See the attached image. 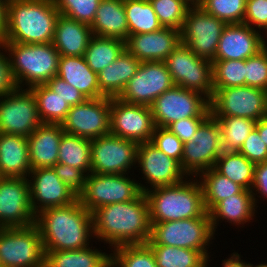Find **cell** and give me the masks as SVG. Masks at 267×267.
Here are the masks:
<instances>
[{"mask_svg": "<svg viewBox=\"0 0 267 267\" xmlns=\"http://www.w3.org/2000/svg\"><path fill=\"white\" fill-rule=\"evenodd\" d=\"M92 218L94 238L114 248L147 243L151 235L149 204L143 192L131 201L96 209Z\"/></svg>", "mask_w": 267, "mask_h": 267, "instance_id": "1", "label": "cell"}, {"mask_svg": "<svg viewBox=\"0 0 267 267\" xmlns=\"http://www.w3.org/2000/svg\"><path fill=\"white\" fill-rule=\"evenodd\" d=\"M35 224L44 251L87 248L90 237L94 238L92 213L81 205L78 198L69 205L48 208L38 213Z\"/></svg>", "mask_w": 267, "mask_h": 267, "instance_id": "2", "label": "cell"}, {"mask_svg": "<svg viewBox=\"0 0 267 267\" xmlns=\"http://www.w3.org/2000/svg\"><path fill=\"white\" fill-rule=\"evenodd\" d=\"M59 11L54 0H7L3 42L52 43Z\"/></svg>", "mask_w": 267, "mask_h": 267, "instance_id": "3", "label": "cell"}, {"mask_svg": "<svg viewBox=\"0 0 267 267\" xmlns=\"http://www.w3.org/2000/svg\"><path fill=\"white\" fill-rule=\"evenodd\" d=\"M167 186L148 188L150 222H167L203 217L207 211L199 180H188Z\"/></svg>", "mask_w": 267, "mask_h": 267, "instance_id": "4", "label": "cell"}, {"mask_svg": "<svg viewBox=\"0 0 267 267\" xmlns=\"http://www.w3.org/2000/svg\"><path fill=\"white\" fill-rule=\"evenodd\" d=\"M3 43L18 88L24 87L25 84L30 89L36 85L46 84L57 76L60 54L53 43Z\"/></svg>", "mask_w": 267, "mask_h": 267, "instance_id": "5", "label": "cell"}, {"mask_svg": "<svg viewBox=\"0 0 267 267\" xmlns=\"http://www.w3.org/2000/svg\"><path fill=\"white\" fill-rule=\"evenodd\" d=\"M210 214L203 217L167 222H151V235L148 245H166L201 251L207 257V248L214 238ZM208 246V247H207ZM208 252V253H207Z\"/></svg>", "mask_w": 267, "mask_h": 267, "instance_id": "6", "label": "cell"}, {"mask_svg": "<svg viewBox=\"0 0 267 267\" xmlns=\"http://www.w3.org/2000/svg\"><path fill=\"white\" fill-rule=\"evenodd\" d=\"M148 188L126 174H96L86 176L83 192L78 196L81 205L89 212L114 203L131 201Z\"/></svg>", "mask_w": 267, "mask_h": 267, "instance_id": "7", "label": "cell"}, {"mask_svg": "<svg viewBox=\"0 0 267 267\" xmlns=\"http://www.w3.org/2000/svg\"><path fill=\"white\" fill-rule=\"evenodd\" d=\"M0 267H45V251L36 224L0 228Z\"/></svg>", "mask_w": 267, "mask_h": 267, "instance_id": "8", "label": "cell"}, {"mask_svg": "<svg viewBox=\"0 0 267 267\" xmlns=\"http://www.w3.org/2000/svg\"><path fill=\"white\" fill-rule=\"evenodd\" d=\"M164 63L175 85L196 91L209 101L212 99L214 94L212 61L198 57L180 43Z\"/></svg>", "mask_w": 267, "mask_h": 267, "instance_id": "9", "label": "cell"}, {"mask_svg": "<svg viewBox=\"0 0 267 267\" xmlns=\"http://www.w3.org/2000/svg\"><path fill=\"white\" fill-rule=\"evenodd\" d=\"M209 104L215 119L243 117L259 121L267 116V91L250 86L217 89Z\"/></svg>", "mask_w": 267, "mask_h": 267, "instance_id": "10", "label": "cell"}, {"mask_svg": "<svg viewBox=\"0 0 267 267\" xmlns=\"http://www.w3.org/2000/svg\"><path fill=\"white\" fill-rule=\"evenodd\" d=\"M209 105L202 94L174 85L151 105L155 127L167 128L175 121L190 117H209Z\"/></svg>", "mask_w": 267, "mask_h": 267, "instance_id": "11", "label": "cell"}, {"mask_svg": "<svg viewBox=\"0 0 267 267\" xmlns=\"http://www.w3.org/2000/svg\"><path fill=\"white\" fill-rule=\"evenodd\" d=\"M223 152L221 129L217 120L210 115L197 129L192 140L184 143L181 169L192 177L214 168Z\"/></svg>", "mask_w": 267, "mask_h": 267, "instance_id": "12", "label": "cell"}, {"mask_svg": "<svg viewBox=\"0 0 267 267\" xmlns=\"http://www.w3.org/2000/svg\"><path fill=\"white\" fill-rule=\"evenodd\" d=\"M226 25L200 6H191L180 30L181 43L198 57L213 61Z\"/></svg>", "mask_w": 267, "mask_h": 267, "instance_id": "13", "label": "cell"}, {"mask_svg": "<svg viewBox=\"0 0 267 267\" xmlns=\"http://www.w3.org/2000/svg\"><path fill=\"white\" fill-rule=\"evenodd\" d=\"M22 89L0 97V133L28 137L43 124L32 90Z\"/></svg>", "mask_w": 267, "mask_h": 267, "instance_id": "14", "label": "cell"}, {"mask_svg": "<svg viewBox=\"0 0 267 267\" xmlns=\"http://www.w3.org/2000/svg\"><path fill=\"white\" fill-rule=\"evenodd\" d=\"M138 143L112 134L91 140V173L127 174L137 163Z\"/></svg>", "mask_w": 267, "mask_h": 267, "instance_id": "15", "label": "cell"}, {"mask_svg": "<svg viewBox=\"0 0 267 267\" xmlns=\"http://www.w3.org/2000/svg\"><path fill=\"white\" fill-rule=\"evenodd\" d=\"M110 101L111 97L104 96L71 106L61 123L62 129L91 140L110 134Z\"/></svg>", "mask_w": 267, "mask_h": 267, "instance_id": "16", "label": "cell"}, {"mask_svg": "<svg viewBox=\"0 0 267 267\" xmlns=\"http://www.w3.org/2000/svg\"><path fill=\"white\" fill-rule=\"evenodd\" d=\"M174 85L164 61L141 62L117 98L130 104L151 106L157 97Z\"/></svg>", "mask_w": 267, "mask_h": 267, "instance_id": "17", "label": "cell"}, {"mask_svg": "<svg viewBox=\"0 0 267 267\" xmlns=\"http://www.w3.org/2000/svg\"><path fill=\"white\" fill-rule=\"evenodd\" d=\"M110 134L140 143L150 142L155 129L151 106L110 101Z\"/></svg>", "mask_w": 267, "mask_h": 267, "instance_id": "18", "label": "cell"}, {"mask_svg": "<svg viewBox=\"0 0 267 267\" xmlns=\"http://www.w3.org/2000/svg\"><path fill=\"white\" fill-rule=\"evenodd\" d=\"M26 177H0V228L27 227L35 224Z\"/></svg>", "mask_w": 267, "mask_h": 267, "instance_id": "19", "label": "cell"}, {"mask_svg": "<svg viewBox=\"0 0 267 267\" xmlns=\"http://www.w3.org/2000/svg\"><path fill=\"white\" fill-rule=\"evenodd\" d=\"M29 177L30 203L35 215L48 208L69 205L78 198L56 175L53 167L33 169Z\"/></svg>", "mask_w": 267, "mask_h": 267, "instance_id": "20", "label": "cell"}, {"mask_svg": "<svg viewBox=\"0 0 267 267\" xmlns=\"http://www.w3.org/2000/svg\"><path fill=\"white\" fill-rule=\"evenodd\" d=\"M137 162L147 181L145 183L152 188L174 185L182 182L184 176L188 177L177 160L165 155L151 142L138 144Z\"/></svg>", "mask_w": 267, "mask_h": 267, "instance_id": "21", "label": "cell"}, {"mask_svg": "<svg viewBox=\"0 0 267 267\" xmlns=\"http://www.w3.org/2000/svg\"><path fill=\"white\" fill-rule=\"evenodd\" d=\"M264 38L261 30L249 25L228 24L221 34L214 60H246L266 46Z\"/></svg>", "mask_w": 267, "mask_h": 267, "instance_id": "22", "label": "cell"}, {"mask_svg": "<svg viewBox=\"0 0 267 267\" xmlns=\"http://www.w3.org/2000/svg\"><path fill=\"white\" fill-rule=\"evenodd\" d=\"M180 43V30L163 27L154 32L129 35L125 48L140 62L164 61Z\"/></svg>", "mask_w": 267, "mask_h": 267, "instance_id": "23", "label": "cell"}, {"mask_svg": "<svg viewBox=\"0 0 267 267\" xmlns=\"http://www.w3.org/2000/svg\"><path fill=\"white\" fill-rule=\"evenodd\" d=\"M61 124H42L28 136L31 169L53 167L58 163Z\"/></svg>", "mask_w": 267, "mask_h": 267, "instance_id": "24", "label": "cell"}, {"mask_svg": "<svg viewBox=\"0 0 267 267\" xmlns=\"http://www.w3.org/2000/svg\"><path fill=\"white\" fill-rule=\"evenodd\" d=\"M28 137L0 133V177H26L31 171Z\"/></svg>", "mask_w": 267, "mask_h": 267, "instance_id": "25", "label": "cell"}, {"mask_svg": "<svg viewBox=\"0 0 267 267\" xmlns=\"http://www.w3.org/2000/svg\"><path fill=\"white\" fill-rule=\"evenodd\" d=\"M92 36L90 25L59 14L52 43L60 56H84Z\"/></svg>", "mask_w": 267, "mask_h": 267, "instance_id": "26", "label": "cell"}, {"mask_svg": "<svg viewBox=\"0 0 267 267\" xmlns=\"http://www.w3.org/2000/svg\"><path fill=\"white\" fill-rule=\"evenodd\" d=\"M57 76L77 88L87 99L101 98L97 73L83 56H60Z\"/></svg>", "mask_w": 267, "mask_h": 267, "instance_id": "27", "label": "cell"}, {"mask_svg": "<svg viewBox=\"0 0 267 267\" xmlns=\"http://www.w3.org/2000/svg\"><path fill=\"white\" fill-rule=\"evenodd\" d=\"M140 64L141 62L125 48L114 62L97 73L100 91L106 97H118Z\"/></svg>", "mask_w": 267, "mask_h": 267, "instance_id": "28", "label": "cell"}, {"mask_svg": "<svg viewBox=\"0 0 267 267\" xmlns=\"http://www.w3.org/2000/svg\"><path fill=\"white\" fill-rule=\"evenodd\" d=\"M90 27L92 34L95 36L118 38L126 41L129 30L124 10V0H102Z\"/></svg>", "mask_w": 267, "mask_h": 267, "instance_id": "29", "label": "cell"}, {"mask_svg": "<svg viewBox=\"0 0 267 267\" xmlns=\"http://www.w3.org/2000/svg\"><path fill=\"white\" fill-rule=\"evenodd\" d=\"M255 207L253 195L250 190H243L239 194L230 196L220 201L210 212V219L213 231H216V224H219L220 219H225L227 222L235 225H244L246 222H251L255 216ZM218 222V223H217Z\"/></svg>", "mask_w": 267, "mask_h": 267, "instance_id": "30", "label": "cell"}, {"mask_svg": "<svg viewBox=\"0 0 267 267\" xmlns=\"http://www.w3.org/2000/svg\"><path fill=\"white\" fill-rule=\"evenodd\" d=\"M45 267H111V254L92 247L45 251Z\"/></svg>", "mask_w": 267, "mask_h": 267, "instance_id": "31", "label": "cell"}, {"mask_svg": "<svg viewBox=\"0 0 267 267\" xmlns=\"http://www.w3.org/2000/svg\"><path fill=\"white\" fill-rule=\"evenodd\" d=\"M201 175V176H200ZM203 192V201L209 213L220 201L241 193L244 188L218 173L214 168L198 175ZM202 178V179H201Z\"/></svg>", "mask_w": 267, "mask_h": 267, "instance_id": "32", "label": "cell"}, {"mask_svg": "<svg viewBox=\"0 0 267 267\" xmlns=\"http://www.w3.org/2000/svg\"><path fill=\"white\" fill-rule=\"evenodd\" d=\"M255 165L239 152L223 151L216 160L214 169L245 190H251Z\"/></svg>", "mask_w": 267, "mask_h": 267, "instance_id": "33", "label": "cell"}, {"mask_svg": "<svg viewBox=\"0 0 267 267\" xmlns=\"http://www.w3.org/2000/svg\"><path fill=\"white\" fill-rule=\"evenodd\" d=\"M58 163L91 173V139L64 133L59 143Z\"/></svg>", "mask_w": 267, "mask_h": 267, "instance_id": "34", "label": "cell"}, {"mask_svg": "<svg viewBox=\"0 0 267 267\" xmlns=\"http://www.w3.org/2000/svg\"><path fill=\"white\" fill-rule=\"evenodd\" d=\"M124 49V40L93 35L83 57L92 71L99 73L114 62Z\"/></svg>", "mask_w": 267, "mask_h": 267, "instance_id": "35", "label": "cell"}, {"mask_svg": "<svg viewBox=\"0 0 267 267\" xmlns=\"http://www.w3.org/2000/svg\"><path fill=\"white\" fill-rule=\"evenodd\" d=\"M129 35L149 33L163 28L149 0H124Z\"/></svg>", "mask_w": 267, "mask_h": 267, "instance_id": "36", "label": "cell"}, {"mask_svg": "<svg viewBox=\"0 0 267 267\" xmlns=\"http://www.w3.org/2000/svg\"><path fill=\"white\" fill-rule=\"evenodd\" d=\"M35 95L38 113L43 124H61L70 110V105L45 84L30 88Z\"/></svg>", "mask_w": 267, "mask_h": 267, "instance_id": "37", "label": "cell"}, {"mask_svg": "<svg viewBox=\"0 0 267 267\" xmlns=\"http://www.w3.org/2000/svg\"><path fill=\"white\" fill-rule=\"evenodd\" d=\"M157 267H207V257L198 250L166 245H149Z\"/></svg>", "mask_w": 267, "mask_h": 267, "instance_id": "38", "label": "cell"}, {"mask_svg": "<svg viewBox=\"0 0 267 267\" xmlns=\"http://www.w3.org/2000/svg\"><path fill=\"white\" fill-rule=\"evenodd\" d=\"M216 120L221 129L222 150L230 152L240 150L257 122L243 117H220Z\"/></svg>", "mask_w": 267, "mask_h": 267, "instance_id": "39", "label": "cell"}, {"mask_svg": "<svg viewBox=\"0 0 267 267\" xmlns=\"http://www.w3.org/2000/svg\"><path fill=\"white\" fill-rule=\"evenodd\" d=\"M113 253L111 267H157L155 255L147 243L119 246Z\"/></svg>", "mask_w": 267, "mask_h": 267, "instance_id": "40", "label": "cell"}, {"mask_svg": "<svg viewBox=\"0 0 267 267\" xmlns=\"http://www.w3.org/2000/svg\"><path fill=\"white\" fill-rule=\"evenodd\" d=\"M213 89L245 86V60H213Z\"/></svg>", "mask_w": 267, "mask_h": 267, "instance_id": "41", "label": "cell"}, {"mask_svg": "<svg viewBox=\"0 0 267 267\" xmlns=\"http://www.w3.org/2000/svg\"><path fill=\"white\" fill-rule=\"evenodd\" d=\"M247 0H203L199 5L205 12L228 24H242Z\"/></svg>", "mask_w": 267, "mask_h": 267, "instance_id": "42", "label": "cell"}, {"mask_svg": "<svg viewBox=\"0 0 267 267\" xmlns=\"http://www.w3.org/2000/svg\"><path fill=\"white\" fill-rule=\"evenodd\" d=\"M163 27L181 30L191 7L185 0H149Z\"/></svg>", "mask_w": 267, "mask_h": 267, "instance_id": "43", "label": "cell"}, {"mask_svg": "<svg viewBox=\"0 0 267 267\" xmlns=\"http://www.w3.org/2000/svg\"><path fill=\"white\" fill-rule=\"evenodd\" d=\"M102 0H54L60 14L91 25Z\"/></svg>", "mask_w": 267, "mask_h": 267, "instance_id": "44", "label": "cell"}, {"mask_svg": "<svg viewBox=\"0 0 267 267\" xmlns=\"http://www.w3.org/2000/svg\"><path fill=\"white\" fill-rule=\"evenodd\" d=\"M245 86L267 91V41L262 50L245 60Z\"/></svg>", "mask_w": 267, "mask_h": 267, "instance_id": "45", "label": "cell"}, {"mask_svg": "<svg viewBox=\"0 0 267 267\" xmlns=\"http://www.w3.org/2000/svg\"><path fill=\"white\" fill-rule=\"evenodd\" d=\"M150 142L165 155L177 160L181 166L184 143L174 133L167 128L155 127Z\"/></svg>", "mask_w": 267, "mask_h": 267, "instance_id": "46", "label": "cell"}, {"mask_svg": "<svg viewBox=\"0 0 267 267\" xmlns=\"http://www.w3.org/2000/svg\"><path fill=\"white\" fill-rule=\"evenodd\" d=\"M56 175L77 197L83 192L86 174L75 167L57 163L53 166Z\"/></svg>", "mask_w": 267, "mask_h": 267, "instance_id": "47", "label": "cell"}, {"mask_svg": "<svg viewBox=\"0 0 267 267\" xmlns=\"http://www.w3.org/2000/svg\"><path fill=\"white\" fill-rule=\"evenodd\" d=\"M243 24L257 30L261 28L267 35V0H247Z\"/></svg>", "mask_w": 267, "mask_h": 267, "instance_id": "48", "label": "cell"}, {"mask_svg": "<svg viewBox=\"0 0 267 267\" xmlns=\"http://www.w3.org/2000/svg\"><path fill=\"white\" fill-rule=\"evenodd\" d=\"M238 152L255 164L267 161V146L256 129L248 135Z\"/></svg>", "mask_w": 267, "mask_h": 267, "instance_id": "49", "label": "cell"}, {"mask_svg": "<svg viewBox=\"0 0 267 267\" xmlns=\"http://www.w3.org/2000/svg\"><path fill=\"white\" fill-rule=\"evenodd\" d=\"M45 85L59 94L70 106L83 103L87 99L77 88L58 76H54Z\"/></svg>", "mask_w": 267, "mask_h": 267, "instance_id": "50", "label": "cell"}, {"mask_svg": "<svg viewBox=\"0 0 267 267\" xmlns=\"http://www.w3.org/2000/svg\"><path fill=\"white\" fill-rule=\"evenodd\" d=\"M208 117H190L181 119L170 124L167 129L174 133L183 143L192 140L199 126Z\"/></svg>", "mask_w": 267, "mask_h": 267, "instance_id": "51", "label": "cell"}, {"mask_svg": "<svg viewBox=\"0 0 267 267\" xmlns=\"http://www.w3.org/2000/svg\"><path fill=\"white\" fill-rule=\"evenodd\" d=\"M4 48L3 41H0V49ZM0 50V97L15 91L18 86L10 67L9 56Z\"/></svg>", "mask_w": 267, "mask_h": 267, "instance_id": "52", "label": "cell"}, {"mask_svg": "<svg viewBox=\"0 0 267 267\" xmlns=\"http://www.w3.org/2000/svg\"><path fill=\"white\" fill-rule=\"evenodd\" d=\"M253 188L255 189V192ZM250 191L253 195L255 205L258 203L256 199L257 192L258 194H261L259 197L262 196V198H267V161L255 165L254 179Z\"/></svg>", "mask_w": 267, "mask_h": 267, "instance_id": "53", "label": "cell"}, {"mask_svg": "<svg viewBox=\"0 0 267 267\" xmlns=\"http://www.w3.org/2000/svg\"><path fill=\"white\" fill-rule=\"evenodd\" d=\"M7 0H0V41L3 40L6 29Z\"/></svg>", "mask_w": 267, "mask_h": 267, "instance_id": "54", "label": "cell"}, {"mask_svg": "<svg viewBox=\"0 0 267 267\" xmlns=\"http://www.w3.org/2000/svg\"><path fill=\"white\" fill-rule=\"evenodd\" d=\"M240 255L233 252L229 258L224 259L222 262L223 267H246V262L241 261Z\"/></svg>", "mask_w": 267, "mask_h": 267, "instance_id": "55", "label": "cell"}, {"mask_svg": "<svg viewBox=\"0 0 267 267\" xmlns=\"http://www.w3.org/2000/svg\"><path fill=\"white\" fill-rule=\"evenodd\" d=\"M255 129L259 132L262 141L267 146V116L256 122Z\"/></svg>", "mask_w": 267, "mask_h": 267, "instance_id": "56", "label": "cell"}, {"mask_svg": "<svg viewBox=\"0 0 267 267\" xmlns=\"http://www.w3.org/2000/svg\"><path fill=\"white\" fill-rule=\"evenodd\" d=\"M190 6H199L203 0H185Z\"/></svg>", "mask_w": 267, "mask_h": 267, "instance_id": "57", "label": "cell"}, {"mask_svg": "<svg viewBox=\"0 0 267 267\" xmlns=\"http://www.w3.org/2000/svg\"><path fill=\"white\" fill-rule=\"evenodd\" d=\"M246 267H267V263L266 264L261 263L259 265L257 264V266L256 265L254 266L253 264H250V263H248V264L246 263Z\"/></svg>", "mask_w": 267, "mask_h": 267, "instance_id": "58", "label": "cell"}]
</instances>
